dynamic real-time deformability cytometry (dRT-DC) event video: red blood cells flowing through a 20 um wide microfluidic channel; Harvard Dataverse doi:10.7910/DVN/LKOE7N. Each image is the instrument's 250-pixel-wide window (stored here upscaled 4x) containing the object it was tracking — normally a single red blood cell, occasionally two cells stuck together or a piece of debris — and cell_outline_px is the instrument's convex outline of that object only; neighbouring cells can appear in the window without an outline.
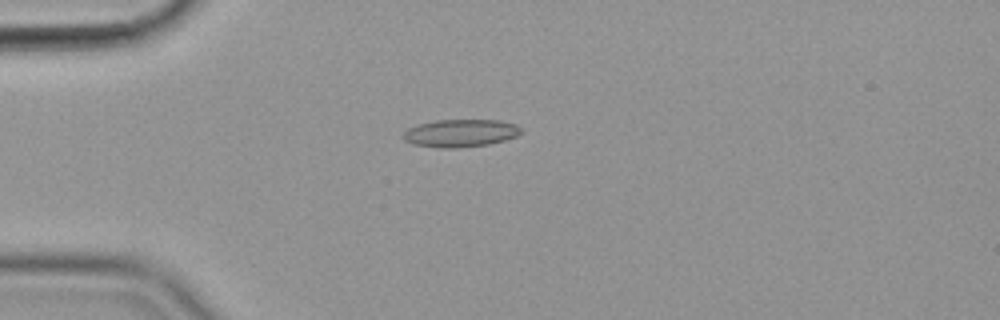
{"species": "common noctule bat (a hibernating species)", "species_latin": "Nyctalus noctula", "temperature_condition": "cold", "stored_images_in_passage": 56, "camera_frame_rate_fps": 3000, "um_per_image_px": 0.085, "animal": {"sex": "female", "body_mass_g": 19.9}, "frame": {"image": 1, "passage_image": 15, "time_ms": 4.667, "image_size_px": [1000, 320], "cell_outline_px": [[520, 132], [516, 136], [504, 140], [488, 144], [456, 148], [440, 148], [416, 144], [404, 140], [400, 136], [408, 128], [420, 124], [436, 120], [500, 120], [516, 124], [520, 128]], "centroid_in_image_um": [39.12, 11.31], "position_along_channel_um": 45.9, "area_um2": 18.84}}
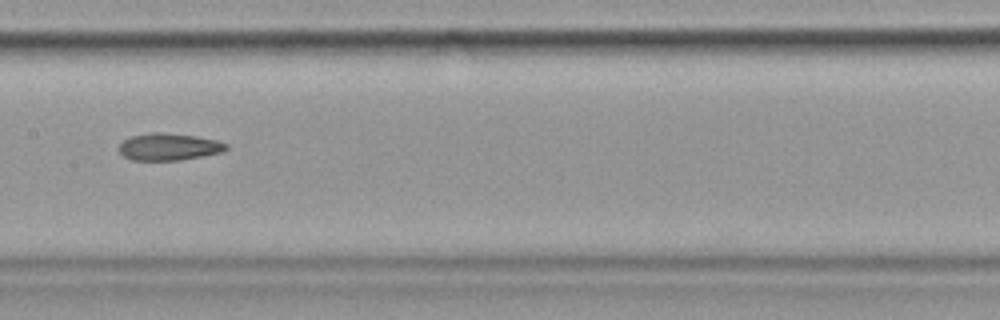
{"frame": {"image": 2, "passage_image": 29, "time_ms": 9.333, "image_size_px": [1000, 320], "cell_outline_px": [[228, 148], [224, 152], [180, 160], [132, 160], [124, 156], [120, 152], [120, 144], [124, 140], [132, 136], [152, 132], [160, 132], [196, 136], [216, 140], [228, 144]], "centroid_in_image_um": [14.39, 12.48], "position_along_channel_um": 193.0, "area_um2": 16.82}}
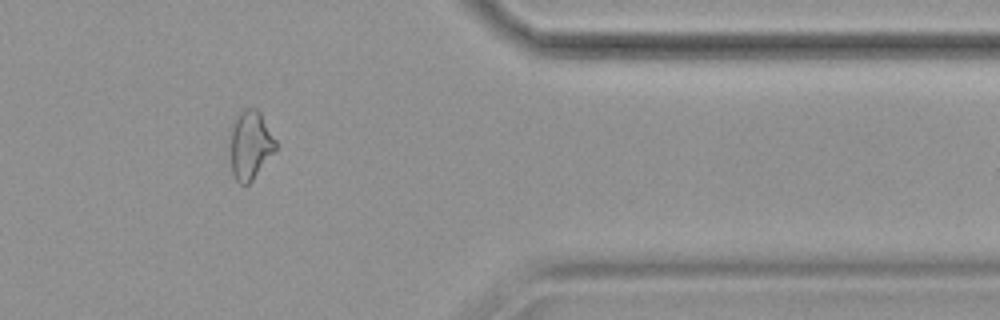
{"frame": {"image": 3, "passage_image": 47, "time_ms": 15.333, "image_size_px": [1000, 320], "cell_outline_px": [[276, 148], [252, 180], [248, 184], [240, 184], [236, 180], [232, 172], [228, 148], [228, 136], [236, 112], [244, 108], [256, 108], [260, 112], [276, 140]], "centroid_in_image_um": [21.2, 12.27], "position_along_channel_um": 390.2, "area_um2": 18.67}, "authors_computed_cell_mechanics": {"area_um2": 18.2648, "velocity_mm_per_s": 3.5817, "shape_relaxation_time_tau1_ms": null, "shape_relaxation_time_tau2_ms": 3.9534, "deformation_change_tau1": null, "deformation_change_tau2": 0.1088}}